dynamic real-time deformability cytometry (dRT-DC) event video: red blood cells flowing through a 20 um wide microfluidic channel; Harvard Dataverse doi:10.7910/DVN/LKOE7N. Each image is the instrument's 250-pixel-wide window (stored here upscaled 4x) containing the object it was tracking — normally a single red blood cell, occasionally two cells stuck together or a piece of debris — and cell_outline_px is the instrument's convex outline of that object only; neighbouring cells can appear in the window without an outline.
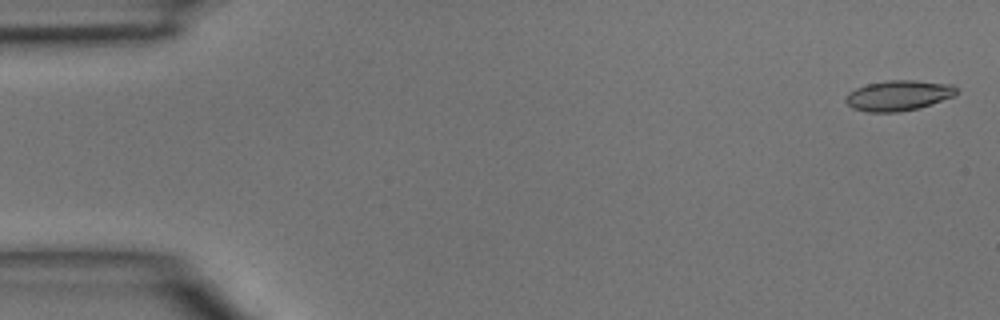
{"species": "common noctule bat (a hibernating species)", "species_latin": "Nyctalus noctula", "temperature_condition": "room temperature", "stored_images_in_passage": 46, "camera_frame_rate_fps": 3000, "um_per_image_px": 0.085, "animal": {"sex": "male", "body_mass_g": 15.6}, "frame": {"image": 1, "passage_image": 1, "time_ms": 0.0, "image_size_px": [1000, 320], "cell_outline_px": [[956, 92], [952, 96], [932, 104], [920, 108], [896, 112], [868, 112], [852, 108], [844, 100], [848, 92], [856, 88], [868, 84], [888, 80], [916, 80], [952, 84], [956, 88]], "centroid_in_image_um": [76.34, 8.11], "position_along_channel_um": 8.7, "area_um2": 19.54}}
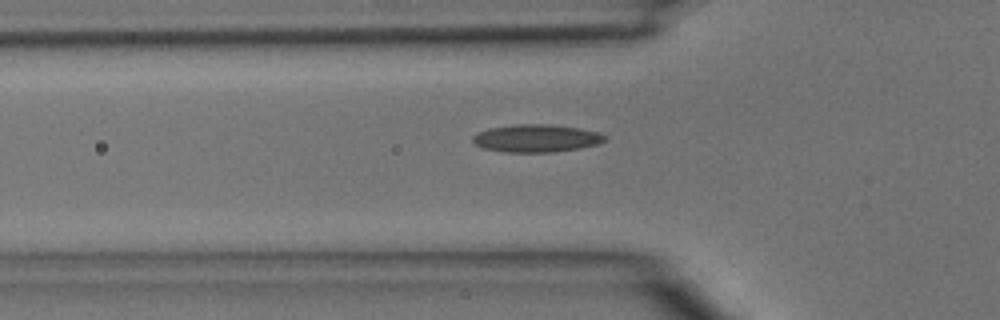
{"frame": {"image": 2, "passage_image": 15, "time_ms": 4.667, "image_size_px": [1000, 320], "cell_outline_px": [[604, 140], [596, 144], [580, 148], [556, 152], [504, 152], [484, 148], [476, 144], [472, 140], [472, 136], [476, 132], [488, 128], [516, 124], [548, 124], [580, 128], [600, 132], [604, 136]], "centroid_in_image_um": [45.55, 11.75], "position_along_channel_um": 80.3, "area_um2": 21.33}}
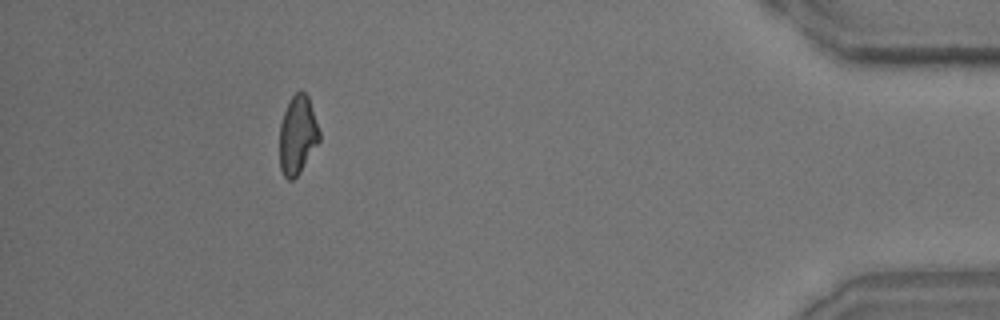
{"frame": {"image": 3, "passage_image": 42, "time_ms": 13.667, "image_size_px": [1000, 320], "cell_outline_px": [[320, 140], [300, 172], [292, 180], [288, 180], [284, 176], [280, 168], [280, 124], [284, 112], [292, 96], [300, 88], [308, 96], [320, 132]], "centroid_in_image_um": [25.29, 11.47], "position_along_channel_um": 409.9, "area_um2": 18.09}}